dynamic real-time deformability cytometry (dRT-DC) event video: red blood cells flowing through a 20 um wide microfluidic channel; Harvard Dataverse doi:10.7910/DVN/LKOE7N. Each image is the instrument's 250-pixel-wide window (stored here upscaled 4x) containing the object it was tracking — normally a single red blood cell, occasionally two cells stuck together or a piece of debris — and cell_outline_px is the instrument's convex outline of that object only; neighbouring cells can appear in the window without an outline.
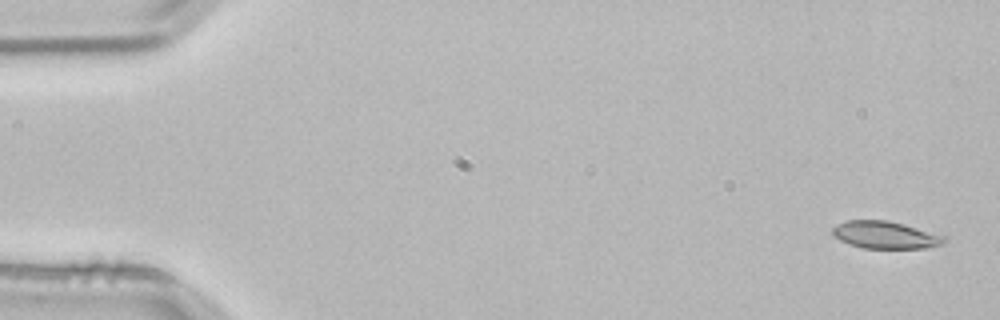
{"species": "common noctule bat (a hibernating species)", "species_latin": "Nyctalus noctula", "temperature_condition": "room temperature", "stored_images_in_passage": 4, "camera_frame_rate_fps": 3000, "um_per_image_px": 0.085, "animal": {"sex": "male", "body_mass_g": 21.5, "forearm_length_mm": 52.0}, "frame": {"image": 1, "passage_image": 1, "time_ms": 0.0, "image_size_px": [1000, 320], "cell_outline_px": [[948, 240], [944, 244], [924, 248], [864, 248], [848, 244], [840, 240], [832, 232], [832, 228], [836, 224], [848, 220], [888, 220], [904, 224], [944, 236]], "centroid_in_image_um": [75.25, 19.97], "position_along_channel_um": 9.8, "area_um2": 17.74}}
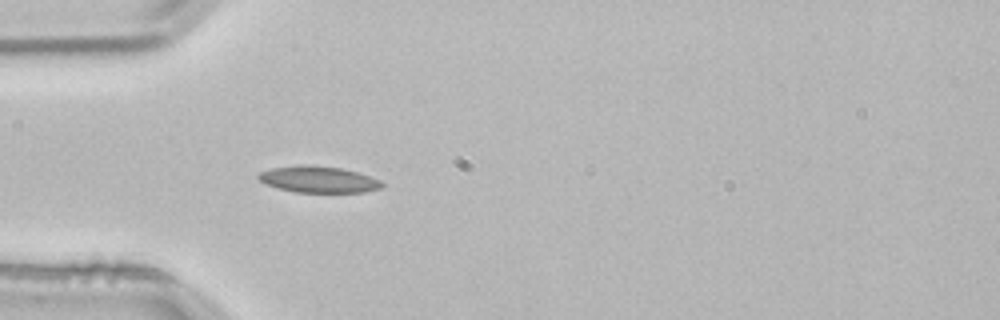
{"frame": {"image": 2, "passage_image": 4, "time_ms": 1.0, "image_size_px": [1000, 320], "cell_outline_px": [[384, 188], [364, 192], [296, 192], [276, 188], [264, 184], [256, 176], [260, 172], [272, 168], [340, 168], [356, 172], [380, 180], [384, 184]], "centroid_in_image_um": [27.11, 15.32], "position_along_channel_um": 57.9, "area_um2": 18.03}}